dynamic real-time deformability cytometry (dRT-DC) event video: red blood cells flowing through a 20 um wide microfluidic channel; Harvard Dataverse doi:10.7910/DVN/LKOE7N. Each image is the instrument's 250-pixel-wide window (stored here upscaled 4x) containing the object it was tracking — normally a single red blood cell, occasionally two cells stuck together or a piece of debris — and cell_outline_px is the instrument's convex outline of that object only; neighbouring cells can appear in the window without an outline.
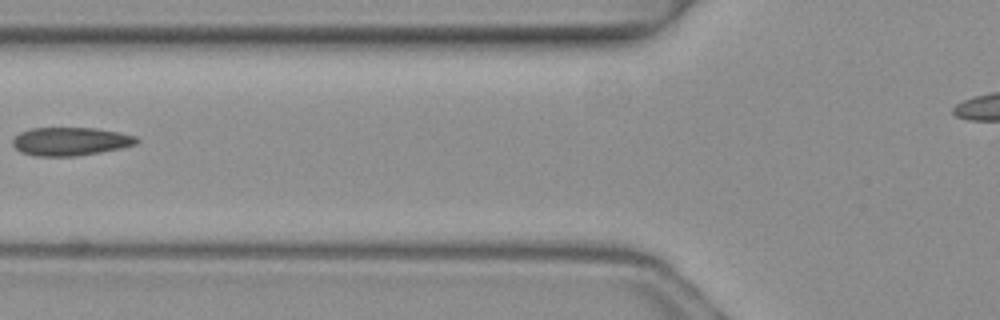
{"species": "common noctule bat (a hibernating species)", "species_latin": "Nyctalus noctula", "temperature_condition": "warm", "stored_images_in_passage": 3, "camera_frame_rate_fps": 3000, "um_per_image_px": 0.085, "animal": {"sex": "female", "body_mass_g": 19.3, "forearm_length_mm": 54.1}, "frame": {"image": 1, "passage_image": 3, "time_ms": 0.667, "image_size_px": [1000, 320], "cell_outline_px": [[140, 140], [136, 144], [120, 148], [100, 152], [76, 156], [36, 156], [20, 152], [12, 144], [12, 140], [20, 132], [32, 128], [96, 128], [136, 136]], "centroid_in_image_um": [5.97, 12.02], "position_along_channel_um": 119.8, "area_um2": 20.35}}